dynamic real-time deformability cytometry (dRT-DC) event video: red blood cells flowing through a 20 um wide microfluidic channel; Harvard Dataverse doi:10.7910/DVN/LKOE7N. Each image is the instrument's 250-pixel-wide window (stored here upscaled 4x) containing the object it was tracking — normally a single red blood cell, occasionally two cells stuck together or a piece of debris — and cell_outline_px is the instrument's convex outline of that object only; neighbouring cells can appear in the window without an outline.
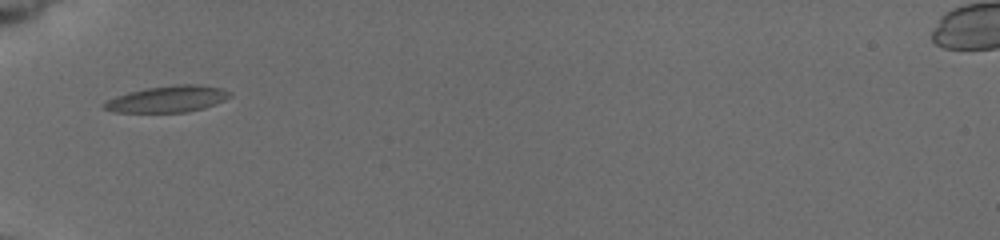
{"species": "common noctule bat (a hibernating species)", "species_latin": "Nyctalus noctula", "temperature_condition": "cold", "stored_images_in_passage": 19, "camera_frame_rate_fps": 3000, "um_per_image_px": 0.085, "animal": {"sex": "female", "body_mass_g": 19.5, "forearm_length_mm": 54.1}, "frame": {"image": 1, "passage_image": 1, "time_ms": 0.0, "image_size_px": [1000, 240], "cell_outline_px": [[232, 96], [216, 104], [204, 108], [184, 112], [116, 112], [104, 108], [100, 104], [116, 96], [128, 92], [144, 88], [176, 84], [196, 84], [224, 88], [232, 92]], "centroid_in_image_um": [14.28, 8.4], "position_along_channel_um": 70.7, "area_um2": 19.54}}
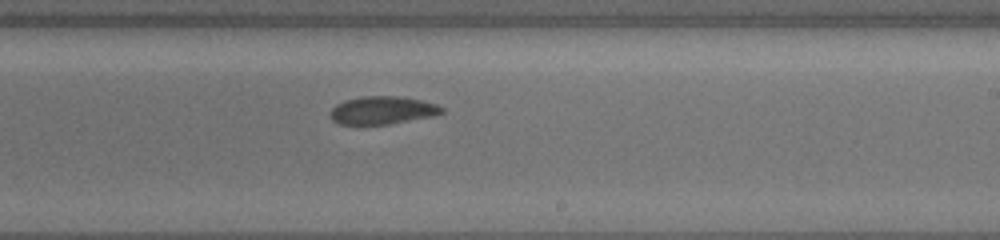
{"frame": {"image": 2, "passage_image": 9, "time_ms": 5.0, "image_size_px": [1000, 240], "cell_outline_px": [[444, 112], [432, 116], [388, 124], [340, 124], [332, 120], [332, 108], [336, 104], [344, 100], [364, 96], [400, 96], [420, 100], [436, 104], [444, 108]], "centroid_in_image_um": [32.52, 9.36], "position_along_channel_um": 256.5, "area_um2": 17.92}}
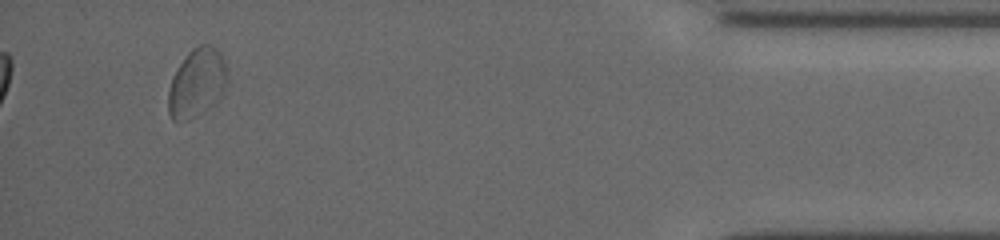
{"frame": {"image": 3, "passage_image": 19, "time_ms": 10.667, "image_size_px": [1000, 240], "cell_outline_px": [[228, 80], [216, 104], [188, 120], [172, 120], [168, 112], [168, 92], [172, 76], [188, 52], [192, 48], [200, 44], [212, 44], [216, 48], [224, 60], [228, 68]], "centroid_in_image_um": [16.75, 7.03], "position_along_channel_um": 418.4, "area_um2": 23.81}, "authors_computed_cell_mechanics": {"area_um2": 18.7272, "velocity_mm_per_s": 3.7978, "shape_relaxation_time_tau1_ms": 8.2215, "shape_relaxation_time_tau2_ms": 8.5108, "deformation_change_tau1": 0.1581, "deformation_change_tau2": 0.1132}}